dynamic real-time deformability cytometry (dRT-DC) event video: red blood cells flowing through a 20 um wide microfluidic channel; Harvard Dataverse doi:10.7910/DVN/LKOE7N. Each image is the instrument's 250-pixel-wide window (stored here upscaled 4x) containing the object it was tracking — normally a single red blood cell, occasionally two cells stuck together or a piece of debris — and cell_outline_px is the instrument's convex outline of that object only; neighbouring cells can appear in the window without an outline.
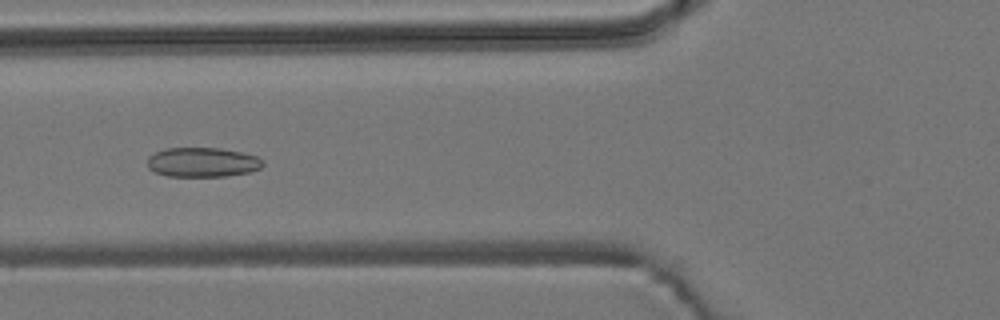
{"species": "common noctule bat (a hibernating species)", "species_latin": "Nyctalus noctula", "temperature_condition": "room temperature", "stored_images_in_passage": 54, "camera_frame_rate_fps": 3000, "um_per_image_px": 0.085, "animal": {"sex": "male", "body_mass_g": 19.2, "forearm_length_mm": 51.8}, "frame": {"image": 1, "passage_image": 21, "time_ms": 6.667, "image_size_px": [1000, 320], "cell_outline_px": [[264, 164], [260, 168], [248, 172], [228, 176], [168, 176], [156, 172], [148, 168], [148, 156], [164, 148], [220, 148], [244, 152], [256, 156], [264, 160]], "centroid_in_image_um": [17.23, 13.78], "position_along_channel_um": 108.6, "area_um2": 19.94}}
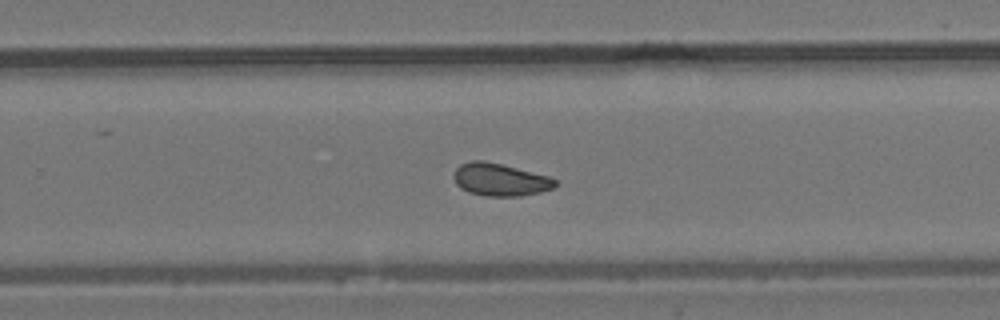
{"frame": {"image": 2, "passage_image": 35, "time_ms": 11.333, "image_size_px": [1000, 320], "cell_outline_px": [[556, 188], [540, 192], [520, 196], [484, 196], [468, 192], [460, 188], [456, 184], [452, 176], [456, 168], [460, 164], [472, 160], [484, 160], [548, 176], [556, 180]], "centroid_in_image_um": [42.47, 15.28], "position_along_channel_um": 287.3, "area_um2": 19.31}}
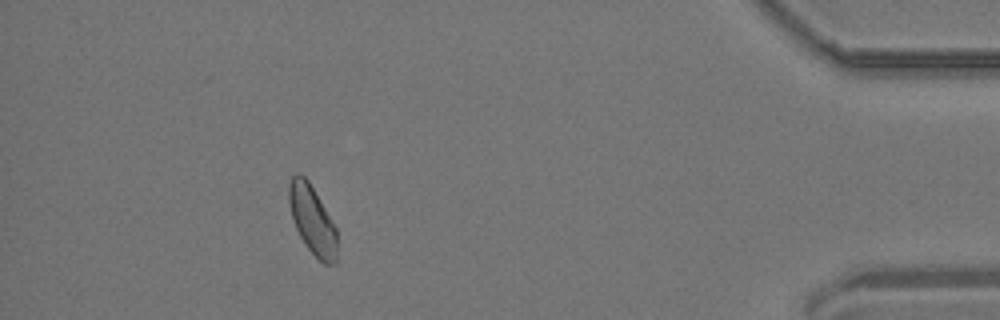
{"frame": {"image": 3, "passage_image": 49, "time_ms": 16.0, "image_size_px": [1000, 320], "cell_outline_px": [[336, 264], [324, 264], [308, 248], [300, 236], [296, 228], [292, 216], [288, 200], [288, 184], [292, 176], [296, 172], [300, 172], [308, 180], [336, 228]], "centroid_in_image_um": [26.52, 18.66], "position_along_channel_um": 408.7, "area_um2": 18.96}, "authors_computed_cell_mechanics": {"area_um2": 19.7098, "velocity_mm_per_s": 3.8284, "shape_relaxation_time_tau1_ms": 7.6026, "shape_relaxation_time_tau2_ms": 3.3263, "deformation_change_tau1": 0.0892, "deformation_change_tau2": 0.0735}}